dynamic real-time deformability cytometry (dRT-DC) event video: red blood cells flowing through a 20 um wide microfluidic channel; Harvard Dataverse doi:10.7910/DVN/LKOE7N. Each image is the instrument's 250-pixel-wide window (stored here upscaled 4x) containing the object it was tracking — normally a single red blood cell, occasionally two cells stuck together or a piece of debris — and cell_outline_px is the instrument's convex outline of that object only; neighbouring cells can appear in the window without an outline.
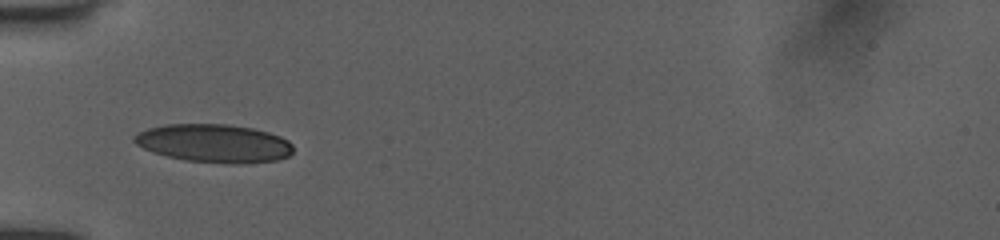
{"species": "human", "species_latin": "Homo sapiens", "temperature_condition": "room temperature", "stored_images_in_passage": 39, "camera_frame_rate_fps": 3000, "um_per_image_px": 0.085, "donor": {"sex": "female"}, "frame": {"image": 1, "passage_image": 1, "time_ms": 0.0, "image_size_px": [1000, 240], "cell_outline_px": [[292, 152], [288, 156], [276, 160], [244, 164], [224, 164], [184, 160], [152, 152], [136, 144], [132, 140], [132, 136], [148, 128], [164, 124], [228, 124], [252, 128], [268, 132], [280, 136], [288, 140], [292, 144]], "centroid_in_image_um": [18.19, 12.19], "position_along_channel_um": 66.8, "area_um2": 35.66}}
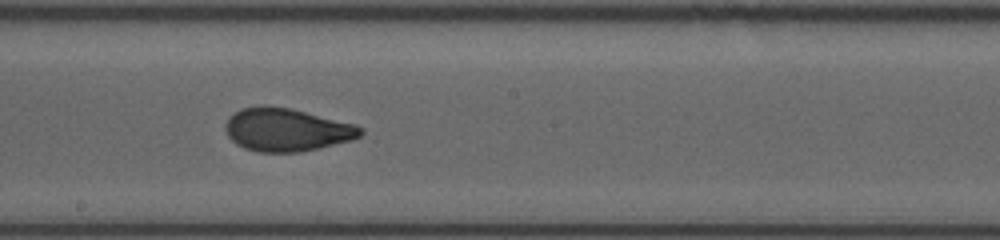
{"frame": {"image": 2, "passage_image": 19, "time_ms": 4.0, "image_size_px": [1000, 240], "cell_outline_px": [[364, 132], [360, 136], [352, 140], [300, 152], [260, 152], [244, 148], [236, 144], [228, 136], [224, 128], [224, 124], [228, 116], [240, 108], [260, 104], [264, 104], [288, 108], [356, 124], [364, 128]], "centroid_in_image_um": [24.33, 11.01], "position_along_channel_um": 223.9, "area_um2": 34.16}}
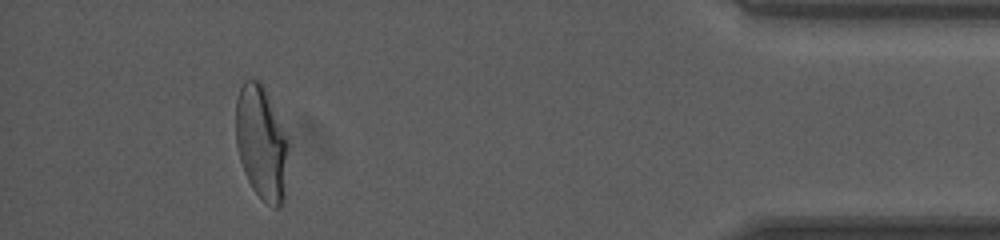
{"frame": {"image": 3, "passage_image": 35, "time_ms": 10.0, "image_size_px": [1000, 240], "cell_outline_px": [[288, 144], [284, 200], [276, 208], [264, 200], [252, 188], [244, 172], [236, 148], [236, 100], [240, 88], [244, 80], [260, 80], [264, 88], [288, 140]], "centroid_in_image_um": [22.2, 12.13], "position_along_channel_um": 413.0, "area_um2": 34.33}, "authors_computed_cell_mechanics": {"area_um2": 34.102, "velocity_mm_per_s": 3.9949, "shape_relaxation_time_tau1_ms": 5.9675, "shape_relaxation_time_tau2_ms": 0.834, "deformation_change_tau1": 0.1951, "deformation_change_tau2": 0.0573}}